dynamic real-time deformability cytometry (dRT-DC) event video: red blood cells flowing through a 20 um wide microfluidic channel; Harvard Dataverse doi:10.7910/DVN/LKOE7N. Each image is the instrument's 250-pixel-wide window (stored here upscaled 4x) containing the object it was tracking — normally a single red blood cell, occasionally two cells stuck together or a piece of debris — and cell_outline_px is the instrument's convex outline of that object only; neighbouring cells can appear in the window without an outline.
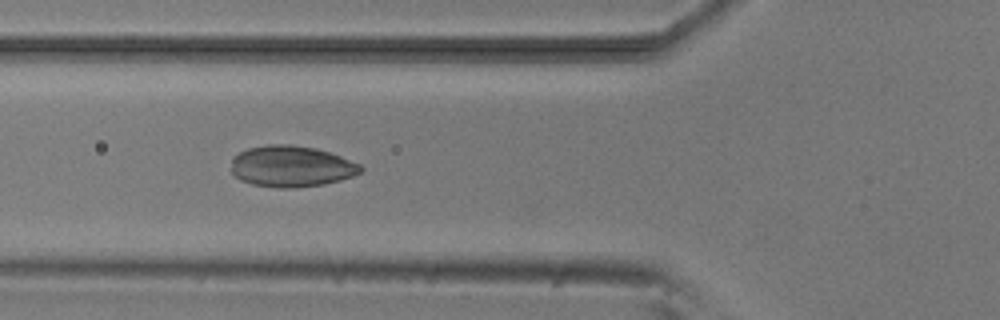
{"species": "common noctule bat (a hibernating species)", "species_latin": "Nyctalus noctula", "temperature_condition": "room temperature", "stored_images_in_passage": 10, "camera_frame_rate_fps": 3000, "um_per_image_px": 0.085, "animal": {"sex": "male", "body_mass_g": 20.5, "forearm_length_mm": 52.5}, "frame": {"image": 1, "passage_image": 5, "time_ms": 5.333, "image_size_px": [1000, 320], "cell_outline_px": [[364, 168], [360, 172], [352, 176], [340, 180], [324, 184], [288, 188], [276, 188], [252, 184], [240, 180], [232, 172], [232, 156], [248, 148], [268, 144], [292, 144], [316, 148], [340, 156], [360, 164]], "centroid_in_image_um": [24.75, 14.13], "position_along_channel_um": 101.1, "area_um2": 31.1}}
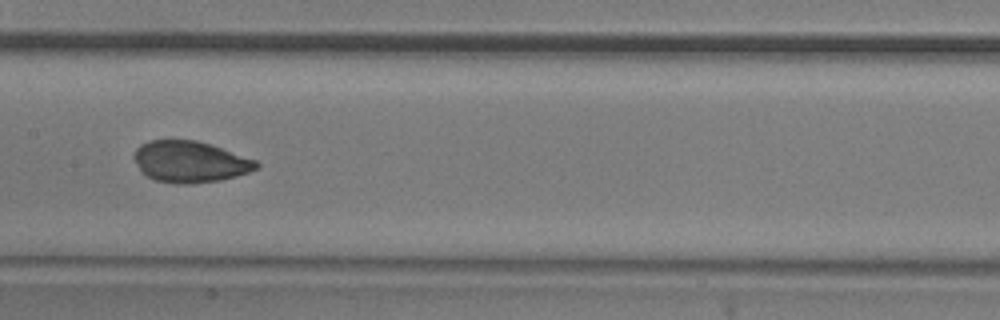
{"frame": {"image": 2, "passage_image": 7, "time_ms": 7.667, "image_size_px": [1000, 320], "cell_outline_px": [[260, 164], [256, 168], [248, 172], [236, 176], [220, 180], [188, 184], [176, 184], [156, 180], [148, 176], [140, 168], [132, 156], [136, 148], [140, 144], [148, 140], [196, 140], [256, 160]], "centroid_in_image_um": [16.12, 13.74], "position_along_channel_um": 191.3, "area_um2": 29.13}}
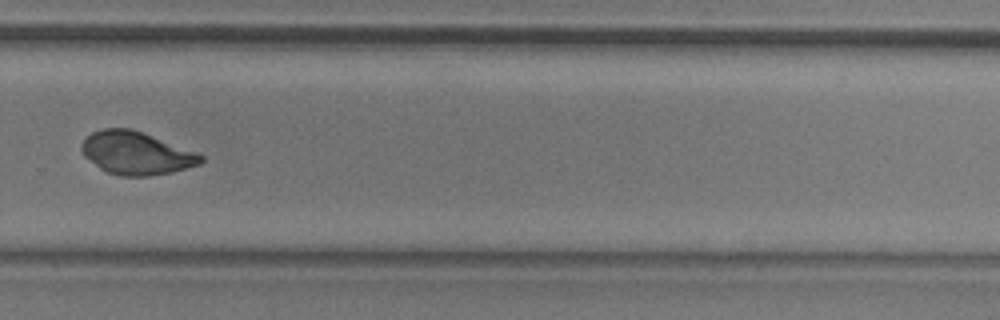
{"frame": {"image": 3, "passage_image": 10, "time_ms": 11.0, "image_size_px": [1000, 320], "cell_outline_px": [[204, 160], [200, 164], [172, 172], [148, 176], [120, 176], [108, 172], [100, 168], [84, 156], [80, 148], [80, 144], [92, 132], [104, 128], [132, 128], [204, 156]], "centroid_in_image_um": [11.54, 13.02], "position_along_channel_um": 318.3, "area_um2": 29.48}}